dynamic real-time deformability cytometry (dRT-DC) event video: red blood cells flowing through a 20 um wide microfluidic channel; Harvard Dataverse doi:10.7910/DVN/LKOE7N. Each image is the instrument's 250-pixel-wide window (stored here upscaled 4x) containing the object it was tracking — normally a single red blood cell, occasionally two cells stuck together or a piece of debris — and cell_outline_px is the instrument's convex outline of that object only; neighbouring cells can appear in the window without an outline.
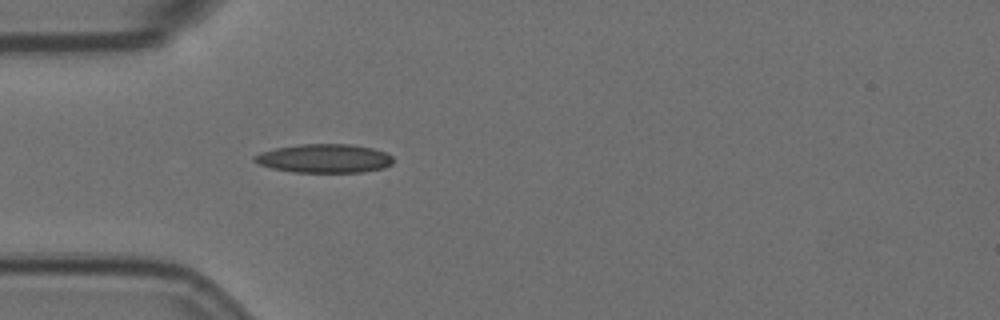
{"species": "Egyptian fruit bat (a non-hibernating species)", "species_latin": "Rousettus aegyptiacus", "temperature_condition": "room temperature", "stored_images_in_passage": 11, "camera_frame_rate_fps": 3000, "um_per_image_px": 0.085, "animal": {"sex": "female"}, "frame": {"image": 1, "passage_image": 7, "time_ms": 2.0, "image_size_px": [1000, 320], "cell_outline_px": [[392, 164], [384, 168], [364, 172], [292, 172], [272, 168], [260, 164], [252, 160], [252, 156], [260, 152], [276, 148], [300, 144], [348, 144], [372, 148], [388, 152], [392, 156]], "centroid_in_image_um": [27.57, 13.47], "position_along_channel_um": 57.4, "area_um2": 23.35}}